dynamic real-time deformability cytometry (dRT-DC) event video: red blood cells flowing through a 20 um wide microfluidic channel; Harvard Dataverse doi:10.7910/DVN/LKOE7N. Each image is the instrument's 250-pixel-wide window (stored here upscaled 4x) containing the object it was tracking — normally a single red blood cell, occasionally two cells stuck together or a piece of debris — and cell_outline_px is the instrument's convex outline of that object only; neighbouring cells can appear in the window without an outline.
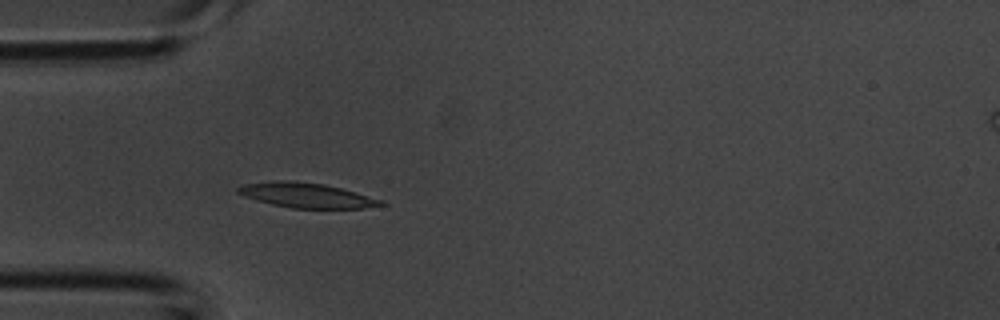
{"species": "common noctule bat (a hibernating species)", "species_latin": "Nyctalus noctula", "temperature_condition": "room temperature", "stored_images_in_passage": 4, "camera_frame_rate_fps": 3000, "um_per_image_px": 0.085, "animal": {"sex": "male", "body_mass_g": 20.1, "forearm_length_mm": 53.5}, "frame": {"image": 1, "passage_image": 4, "time_ms": 1.0, "image_size_px": [1000, 320], "cell_outline_px": [[388, 204], [364, 208], [292, 208], [272, 204], [256, 200], [244, 196], [236, 192], [236, 188], [244, 184], [280, 180], [292, 180], [324, 184], [356, 192], [384, 200]], "centroid_in_image_um": [26.07, 16.6], "position_along_channel_um": 58.9, "area_um2": 20.69}}